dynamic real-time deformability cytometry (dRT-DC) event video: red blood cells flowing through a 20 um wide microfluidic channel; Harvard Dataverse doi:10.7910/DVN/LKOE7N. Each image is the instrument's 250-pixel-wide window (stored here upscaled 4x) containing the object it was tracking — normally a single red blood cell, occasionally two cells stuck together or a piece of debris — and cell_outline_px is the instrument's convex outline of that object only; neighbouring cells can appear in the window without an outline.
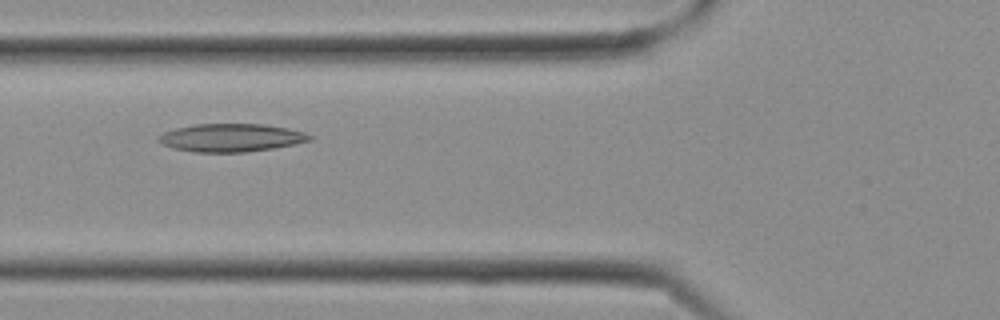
{"species": "Egyptian fruit bat (a non-hibernating species)", "species_latin": "Rousettus aegyptiacus", "temperature_condition": "cold", "stored_images_in_passage": 11, "camera_frame_rate_fps": 3000, "um_per_image_px": 0.085, "frame": {"image": 1, "passage_image": 8, "time_ms": 2.333, "image_size_px": [1000, 320], "cell_outline_px": [[312, 140], [296, 144], [272, 148], [244, 152], [192, 152], [172, 148], [156, 140], [156, 136], [164, 132], [176, 128], [196, 124], [264, 124], [288, 128], [304, 132], [312, 136]], "centroid_in_image_um": [19.63, 11.7], "position_along_channel_um": 106.2, "area_um2": 24.74}}
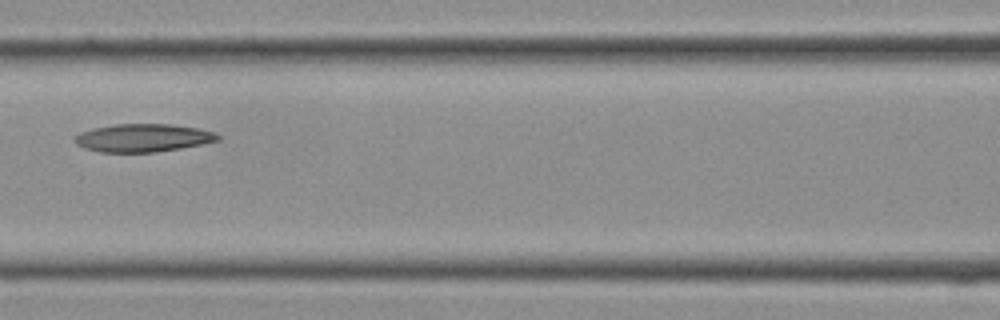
{"frame": {"image": 2, "passage_image": 10, "time_ms": 3.0, "image_size_px": [1000, 320], "cell_outline_px": [[220, 140], [180, 148], [156, 152], [100, 152], [84, 148], [76, 144], [72, 140], [80, 132], [92, 128], [116, 124], [172, 124], [200, 128], [212, 132], [220, 136]], "centroid_in_image_um": [12.12, 11.71], "position_along_channel_um": 154.5, "area_um2": 23.35}}